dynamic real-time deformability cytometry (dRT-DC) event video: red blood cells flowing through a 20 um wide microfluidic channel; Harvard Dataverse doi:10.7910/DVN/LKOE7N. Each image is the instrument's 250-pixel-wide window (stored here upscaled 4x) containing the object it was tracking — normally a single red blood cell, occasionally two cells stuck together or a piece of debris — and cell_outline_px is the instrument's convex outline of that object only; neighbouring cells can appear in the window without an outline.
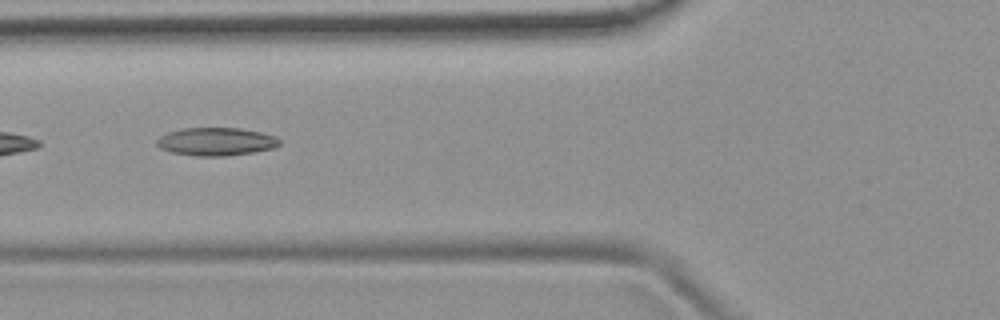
{"species": "common noctule bat (a hibernating species)", "species_latin": "Nyctalus noctula", "temperature_condition": "room temperature", "stored_images_in_passage": 7, "camera_frame_rate_fps": 3000, "um_per_image_px": 0.085, "animal": {"sex": "female", "body_mass_g": 19.9}, "frame": {"image": 1, "passage_image": 5, "time_ms": 1.333, "image_size_px": [1000, 320], "cell_outline_px": [[280, 144], [272, 148], [252, 152], [228, 156], [196, 156], [172, 152], [160, 148], [156, 144], [156, 140], [160, 136], [168, 132], [184, 128], [240, 128], [260, 132], [276, 136], [280, 140]], "centroid_in_image_um": [18.36, 12.03], "position_along_channel_um": 107.4, "area_um2": 20.0}}
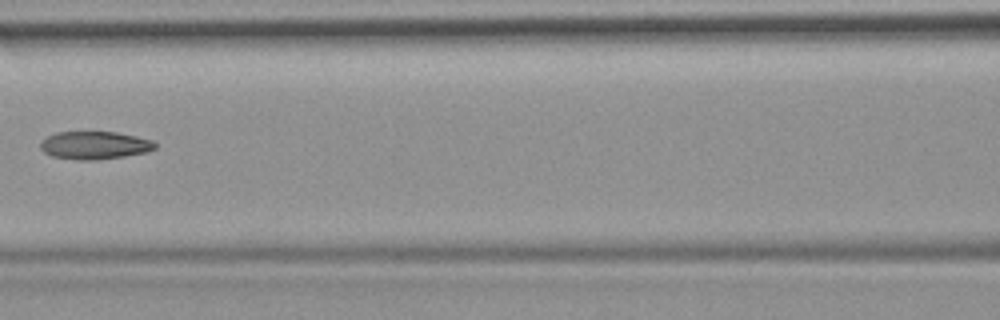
{"frame": {"image": 2, "passage_image": 6, "time_ms": 1.667, "image_size_px": [1000, 320], "cell_outline_px": [[156, 148], [148, 152], [124, 156], [96, 160], [76, 160], [52, 156], [44, 152], [40, 148], [40, 144], [48, 136], [56, 132], [116, 132], [136, 136], [152, 140], [156, 144]], "centroid_in_image_um": [8.06, 12.35], "position_along_channel_um": 158.5, "area_um2": 18.61}}
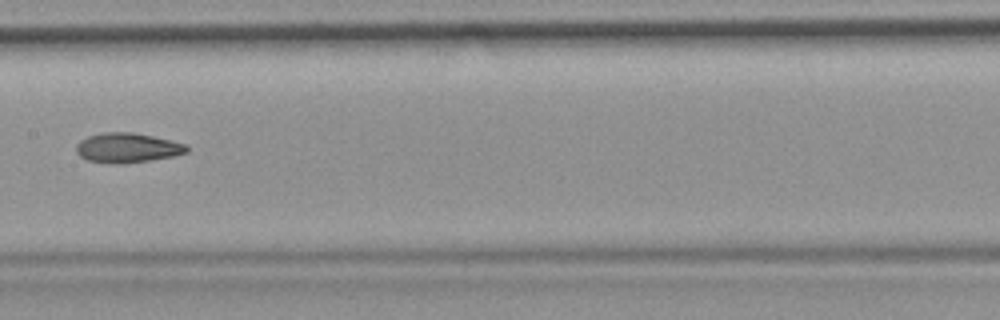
{"frame": {"image": 3, "passage_image": 7, "time_ms": 2.0, "image_size_px": [1000, 320], "cell_outline_px": [[188, 152], [172, 156], [152, 160], [124, 164], [116, 164], [88, 160], [80, 156], [76, 152], [76, 144], [80, 140], [88, 136], [104, 132], [132, 132], [152, 136], [188, 144]], "centroid_in_image_um": [10.83, 12.56], "position_along_channel_um": 196.6, "area_um2": 19.19}}